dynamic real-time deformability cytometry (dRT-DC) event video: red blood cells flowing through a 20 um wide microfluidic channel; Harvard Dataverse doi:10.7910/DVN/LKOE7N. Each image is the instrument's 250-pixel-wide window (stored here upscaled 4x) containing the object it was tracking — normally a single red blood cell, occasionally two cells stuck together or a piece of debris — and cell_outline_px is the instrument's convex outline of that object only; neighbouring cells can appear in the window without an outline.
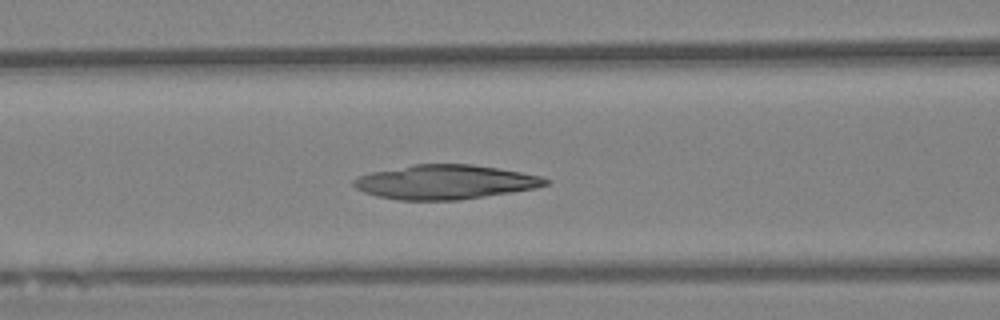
{"species": "Egyptian fruit bat (a non-hibernating species)", "species_latin": "Rousettus aegyptiacus", "temperature_condition": "warm", "stored_images_in_passage": 60, "camera_frame_rate_fps": 3000, "um_per_image_px": 0.085, "animal": {"sex": "female"}, "frame": {"image": 1, "passage_image": 25, "time_ms": 8.0, "image_size_px": [1000, 320], "cell_outline_px": [[552, 180], [548, 184], [536, 188], [460, 200], [400, 200], [380, 196], [364, 192], [356, 188], [352, 184], [352, 180], [360, 176], [372, 172], [412, 164], [472, 164], [520, 172], [540, 176]], "centroid_in_image_um": [37.85, 15.47], "position_along_channel_um": 128.8, "area_um2": 38.15}}
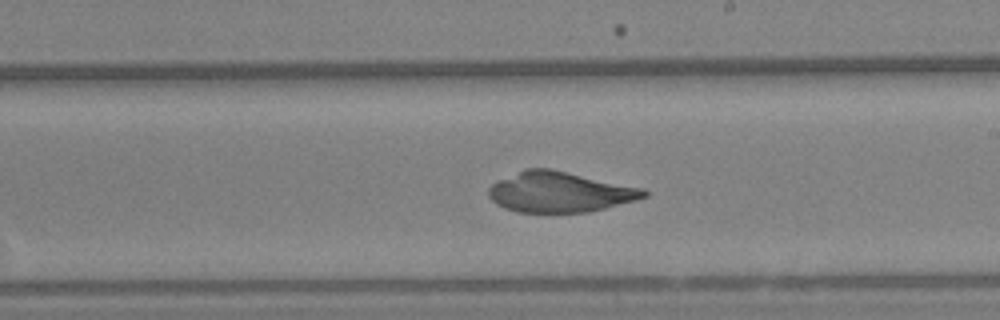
{"frame": {"image": 2, "passage_image": 35, "time_ms": 11.333, "image_size_px": [1000, 320], "cell_outline_px": [[648, 196], [636, 200], [588, 212], [516, 212], [504, 208], [496, 204], [488, 196], [488, 188], [496, 180], [528, 168], [552, 168], [644, 188], [648, 192]], "centroid_in_image_um": [47.57, 16.31], "position_along_channel_um": 241.4, "area_um2": 36.76}}
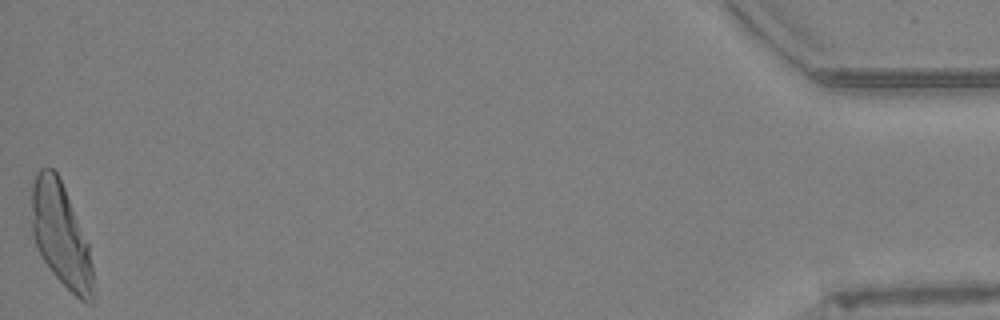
{"frame": {"image": 3, "passage_image": 60, "time_ms": 19.667, "image_size_px": [1000, 320], "cell_outline_px": [[96, 300], [92, 304], [88, 304], [80, 300], [52, 272], [40, 256], [36, 248], [32, 236], [32, 184], [36, 172], [40, 168], [52, 168], [56, 172], [64, 188], [88, 244], [92, 264], [96, 292]], "centroid_in_image_um": [5.19, 20.06], "position_along_channel_um": 430.0, "area_um2": 37.22}}